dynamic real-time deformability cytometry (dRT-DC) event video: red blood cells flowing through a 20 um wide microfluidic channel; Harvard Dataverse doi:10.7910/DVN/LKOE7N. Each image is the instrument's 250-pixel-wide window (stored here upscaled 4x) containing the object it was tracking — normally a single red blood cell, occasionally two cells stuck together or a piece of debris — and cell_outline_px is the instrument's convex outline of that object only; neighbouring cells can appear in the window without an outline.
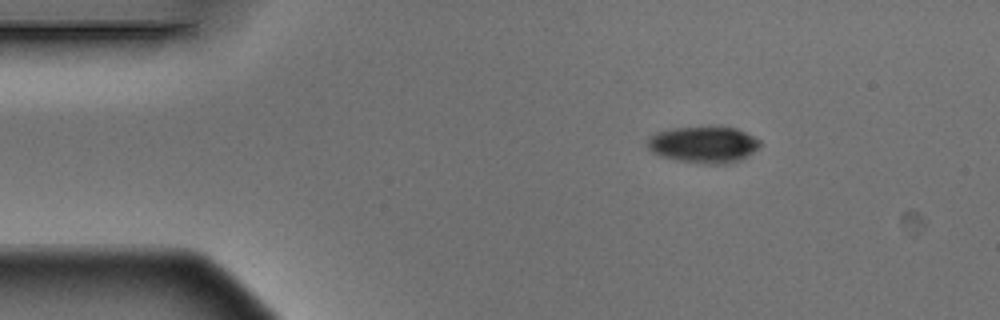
{"species": "Egyptian fruit bat (a non-hibernating species)", "species_latin": "Rousettus aegyptiacus", "temperature_condition": "warm", "stored_images_in_passage": 3, "camera_frame_rate_fps": 3000, "um_per_image_px": 0.085, "animal": {"sex": "male"}, "frame": {"image": 1, "passage_image": 1, "time_ms": 0.0, "image_size_px": [1000, 320], "cell_outline_px": [[760, 144], [748, 156], [740, 160], [728, 164], [700, 164], [676, 160], [660, 156], [652, 152], [648, 148], [648, 140], [656, 132], [672, 128], [716, 124], [736, 128], [760, 140]], "centroid_in_image_um": [59.8, 12.26], "position_along_channel_um": 25.2, "area_um2": 24.57}}